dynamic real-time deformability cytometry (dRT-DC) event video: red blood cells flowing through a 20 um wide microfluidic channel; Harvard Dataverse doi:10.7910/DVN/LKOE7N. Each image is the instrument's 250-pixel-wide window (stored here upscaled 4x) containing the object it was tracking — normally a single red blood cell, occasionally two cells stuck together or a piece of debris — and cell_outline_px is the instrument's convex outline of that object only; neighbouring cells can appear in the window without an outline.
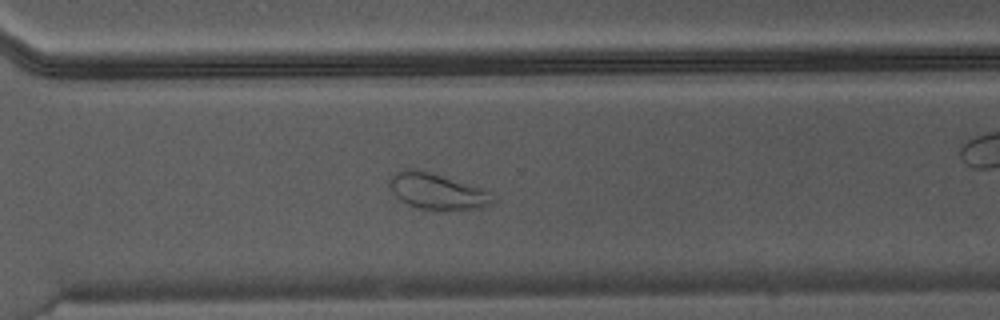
{"species": "Egyptian fruit bat (a non-hibernating species)", "species_latin": "Rousettus aegyptiacus", "temperature_condition": "warm", "stored_images_in_passage": 32, "camera_frame_rate_fps": 3000, "um_per_image_px": 0.085, "animal": {"sex": "male"}, "frame": {"image": 1, "passage_image": 19, "time_ms": 6.0, "image_size_px": [1000, 320], "cell_outline_px": [[496, 200], [480, 208], [416, 208], [400, 200], [392, 192], [388, 184], [392, 176], [396, 172], [408, 168], [416, 168], [432, 172], [492, 192], [496, 196]], "centroid_in_image_um": [37.13, 16.22], "position_along_channel_um": 333.5, "area_um2": 21.27}}